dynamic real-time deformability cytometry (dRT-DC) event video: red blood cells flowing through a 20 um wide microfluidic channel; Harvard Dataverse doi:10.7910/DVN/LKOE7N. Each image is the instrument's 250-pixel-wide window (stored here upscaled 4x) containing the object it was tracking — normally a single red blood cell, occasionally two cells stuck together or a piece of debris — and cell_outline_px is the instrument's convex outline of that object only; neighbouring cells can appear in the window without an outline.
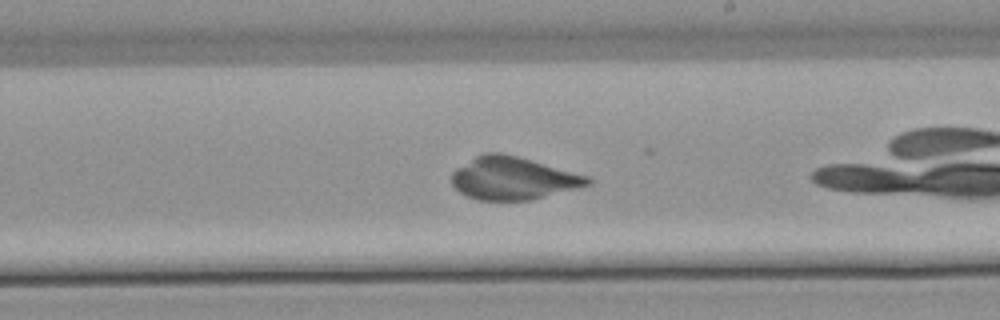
{"species": "common noctule bat (a hibernating species)", "species_latin": "Nyctalus noctula", "temperature_condition": "warm", "stored_images_in_passage": 30, "camera_frame_rate_fps": 3000, "um_per_image_px": 0.085, "animal": {"sex": "male", "body_mass_g": 21.5, "forearm_length_mm": 52.0}, "frame": {"image": 1, "passage_image": 14, "time_ms": 4.333, "image_size_px": [1000, 320], "cell_outline_px": [[592, 184], [528, 200], [480, 200], [468, 196], [460, 192], [452, 184], [452, 172], [456, 168], [476, 156], [484, 152], [500, 152], [516, 156], [588, 176], [592, 180]], "centroid_in_image_um": [43.58, 15.15], "position_along_channel_um": 245.4, "area_um2": 33.29}}
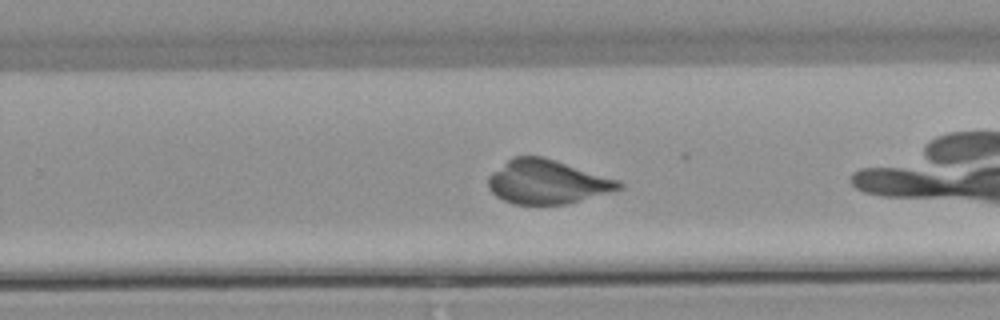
{"frame": {"image": 2, "passage_image": 17, "time_ms": 5.333, "image_size_px": [1000, 320], "cell_outline_px": [[624, 188], [580, 200], [564, 204], [512, 204], [496, 196], [488, 188], [488, 176], [492, 172], [512, 156], [544, 156], [620, 180], [624, 184]], "centroid_in_image_um": [46.5, 15.44], "position_along_channel_um": 283.3, "area_um2": 33.58}}